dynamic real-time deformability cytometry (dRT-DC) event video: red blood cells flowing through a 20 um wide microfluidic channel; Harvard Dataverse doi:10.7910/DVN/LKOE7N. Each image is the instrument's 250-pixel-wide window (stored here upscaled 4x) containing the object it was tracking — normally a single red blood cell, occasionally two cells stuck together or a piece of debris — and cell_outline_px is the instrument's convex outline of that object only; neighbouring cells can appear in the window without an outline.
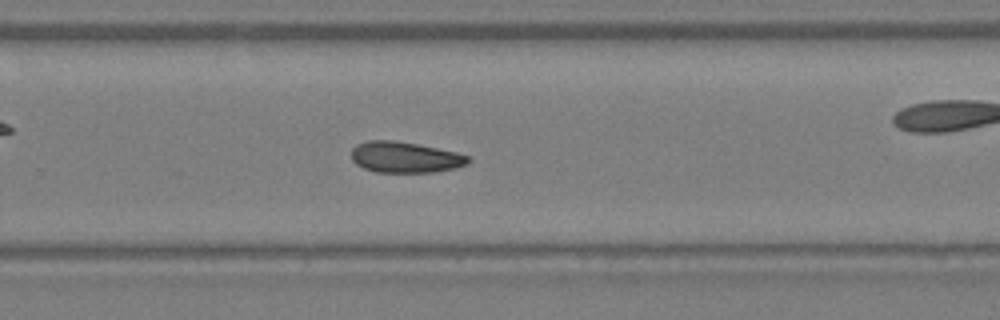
{"species": "Egyptian fruit bat (a non-hibernating species)", "species_latin": "Rousettus aegyptiacus", "temperature_condition": "warm", "stored_images_in_passage": 28, "camera_frame_rate_fps": 3000, "um_per_image_px": 0.085, "animal": {"sex": "female"}, "frame": {"image": 1, "passage_image": 16, "time_ms": 5.0, "image_size_px": [1000, 320], "cell_outline_px": [[472, 160], [468, 164], [456, 168], [436, 172], [376, 172], [364, 168], [356, 164], [352, 160], [352, 148], [356, 144], [368, 140], [392, 140], [416, 144], [456, 152], [468, 156]], "centroid_in_image_um": [34.43, 13.37], "position_along_channel_um": 295.4, "area_um2": 21.1}}